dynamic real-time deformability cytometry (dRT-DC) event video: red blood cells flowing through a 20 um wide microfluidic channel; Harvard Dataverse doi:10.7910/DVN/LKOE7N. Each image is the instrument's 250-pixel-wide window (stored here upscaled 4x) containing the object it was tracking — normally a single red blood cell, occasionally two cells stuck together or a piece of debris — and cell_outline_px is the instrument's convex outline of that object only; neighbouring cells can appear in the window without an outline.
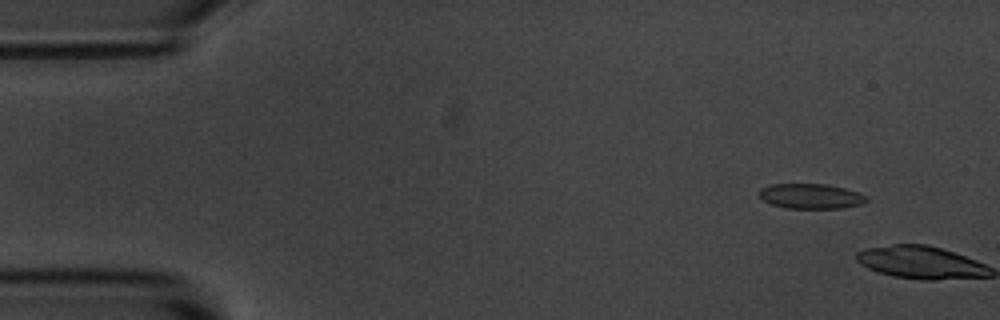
{"species": "common noctule bat (a hibernating species)", "species_latin": "Nyctalus noctula", "temperature_condition": "room temperature", "stored_images_in_passage": 2, "camera_frame_rate_fps": 3000, "um_per_image_px": 0.085, "animal": {"sex": "male", "body_mass_g": 20.1, "forearm_length_mm": 53.5}, "frame": {"image": 1, "passage_image": 1, "time_ms": 0.0, "image_size_px": [1000, 320], "cell_outline_px": [[868, 200], [860, 204], [840, 208], [788, 208], [772, 204], [764, 200], [756, 192], [760, 188], [772, 184], [828, 184], [860, 192], [868, 196]], "centroid_in_image_um": [68.93, 16.66], "position_along_channel_um": 16.1, "area_um2": 15.66}}